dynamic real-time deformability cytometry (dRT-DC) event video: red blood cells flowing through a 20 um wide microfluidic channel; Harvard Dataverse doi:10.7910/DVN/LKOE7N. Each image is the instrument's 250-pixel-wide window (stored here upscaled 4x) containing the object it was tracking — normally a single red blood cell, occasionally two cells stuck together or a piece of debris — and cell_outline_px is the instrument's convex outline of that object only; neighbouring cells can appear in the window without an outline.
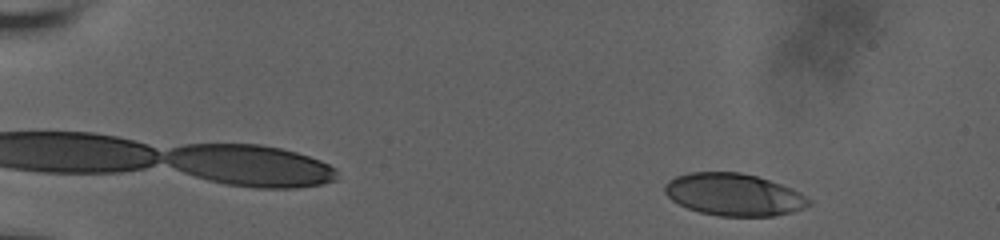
{"species": "human", "species_latin": "Homo sapiens", "temperature_condition": "room temperature", "stored_images_in_passage": 54, "camera_frame_rate_fps": 3000, "um_per_image_px": 0.085, "donor": {"sex": "male"}, "frame": {"image": 1, "passage_image": 4, "time_ms": 1.0, "image_size_px": [1000, 240], "cell_outline_px": [[812, 204], [804, 208], [792, 212], [772, 216], [720, 216], [700, 212], [688, 208], [672, 200], [664, 192], [664, 184], [668, 180], [676, 176], [688, 172], [740, 172], [756, 176], [792, 188], [800, 192], [812, 200]], "centroid_in_image_um": [62.38, 16.54], "position_along_channel_um": 22.6, "area_um2": 35.55}}
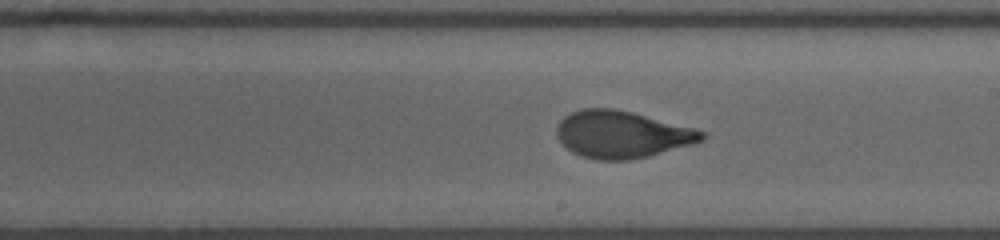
{"frame": {"image": 2, "passage_image": 32, "time_ms": 10.333, "image_size_px": [1000, 240], "cell_outline_px": [[704, 140], [692, 144], [648, 156], [628, 160], [596, 160], [580, 156], [572, 152], [556, 136], [556, 128], [560, 120], [564, 116], [580, 108], [612, 108], [632, 112], [692, 128], [704, 132]], "centroid_in_image_um": [52.81, 11.42], "position_along_channel_um": 236.2, "area_um2": 39.54}}
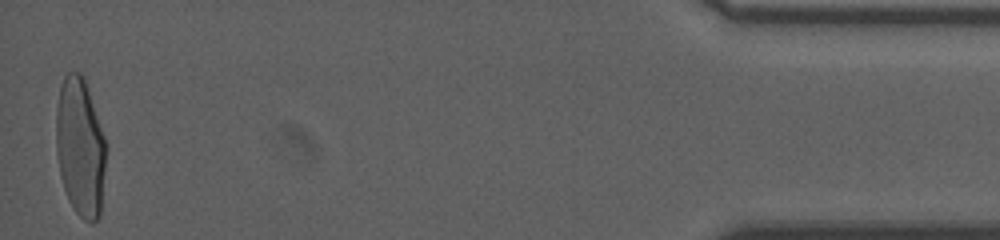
{"frame": {"image": 3, "passage_image": 54, "time_ms": 17.667, "image_size_px": [1000, 240], "cell_outline_px": [[104, 168], [100, 216], [92, 224], [84, 220], [72, 208], [68, 200], [60, 176], [56, 152], [56, 108], [60, 84], [64, 76], [68, 72], [80, 72], [84, 76], [104, 136]], "centroid_in_image_um": [6.78, 12.5], "position_along_channel_um": 428.4, "area_um2": 40.23}, "authors_computed_cell_mechanics": {"area_um2": 39.1306, "velocity_mm_per_s": 3.7031, "shape_relaxation_time_tau1_ms": 5.5033, "shape_relaxation_time_tau2_ms": null, "deformation_change_tau1": 0.2196, "deformation_change_tau2": null}}